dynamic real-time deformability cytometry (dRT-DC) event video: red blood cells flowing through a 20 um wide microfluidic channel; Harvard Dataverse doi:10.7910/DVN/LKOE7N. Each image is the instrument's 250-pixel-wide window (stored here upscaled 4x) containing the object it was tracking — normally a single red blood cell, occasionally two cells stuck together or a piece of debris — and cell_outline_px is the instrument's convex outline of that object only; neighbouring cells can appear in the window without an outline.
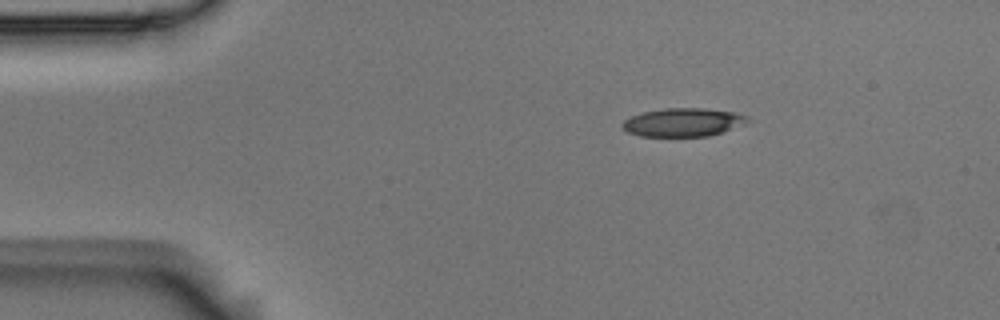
{"species": "Egyptian fruit bat (a non-hibernating species)", "species_latin": "Rousettus aegyptiacus", "temperature_condition": "room temperature", "stored_images_in_passage": 6, "camera_frame_rate_fps": 3000, "um_per_image_px": 0.085, "animal": {"sex": "male"}, "frame": {"image": 1, "passage_image": 6, "time_ms": 1.667, "image_size_px": [1000, 320], "cell_outline_px": [[752, 120], [724, 132], [708, 136], [640, 136], [628, 132], [620, 124], [624, 120], [632, 116], [644, 112], [664, 108], [704, 108], [736, 112], [748, 116]], "centroid_in_image_um": [58.1, 10.39], "position_along_channel_um": 26.9, "area_um2": 20.75}}